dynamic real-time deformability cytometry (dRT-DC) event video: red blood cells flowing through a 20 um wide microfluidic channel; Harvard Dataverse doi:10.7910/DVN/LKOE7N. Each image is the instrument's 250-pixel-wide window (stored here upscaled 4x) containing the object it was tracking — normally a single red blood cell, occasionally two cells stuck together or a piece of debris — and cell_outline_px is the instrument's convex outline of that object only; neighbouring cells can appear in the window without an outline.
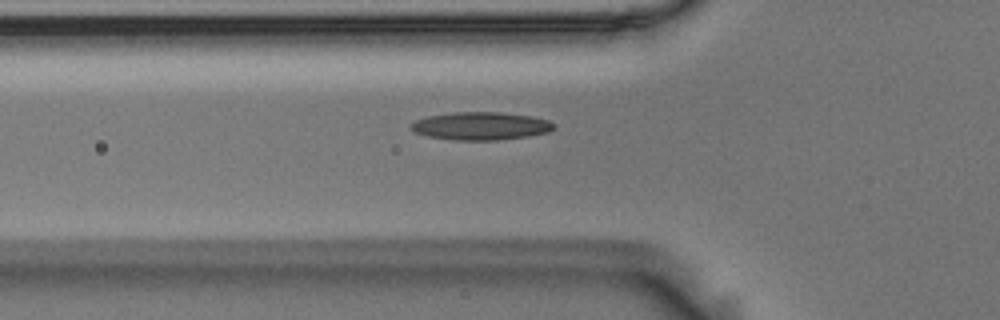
{"species": "Egyptian fruit bat (a non-hibernating species)", "species_latin": "Rousettus aegyptiacus", "temperature_condition": "room temperature", "stored_images_in_passage": 38, "camera_frame_rate_fps": 3000, "um_per_image_px": 0.085, "animal": {"sex": "male"}, "frame": {"image": 1, "passage_image": 2, "time_ms": 0.333, "image_size_px": [1000, 320], "cell_outline_px": [[556, 128], [548, 132], [528, 136], [496, 140], [456, 140], [428, 136], [416, 132], [408, 128], [408, 124], [416, 120], [428, 116], [452, 112], [500, 112], [528, 116], [548, 120], [556, 124]], "centroid_in_image_um": [40.85, 10.7], "position_along_channel_um": 85.0, "area_um2": 23.24}}
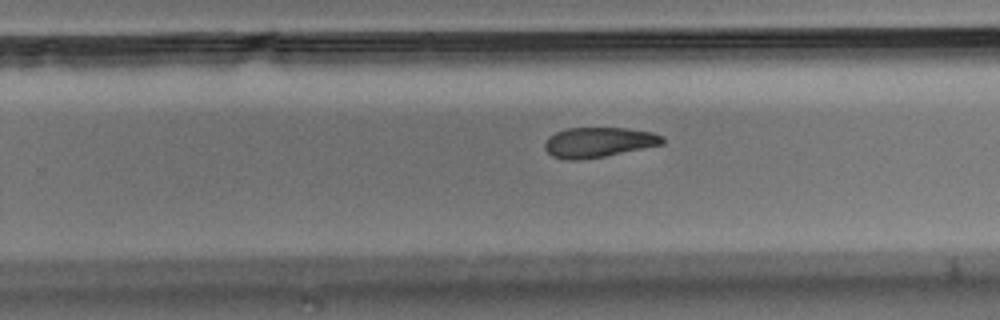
{"frame": {"image": 2, "passage_image": 18, "time_ms": 5.667, "image_size_px": [1000, 320], "cell_outline_px": [[664, 144], [604, 156], [580, 160], [564, 160], [552, 156], [544, 148], [544, 144], [548, 136], [556, 132], [568, 128], [628, 128], [652, 132], [664, 136]], "centroid_in_image_um": [50.87, 12.09], "position_along_channel_um": 278.9, "area_um2": 20.69}}
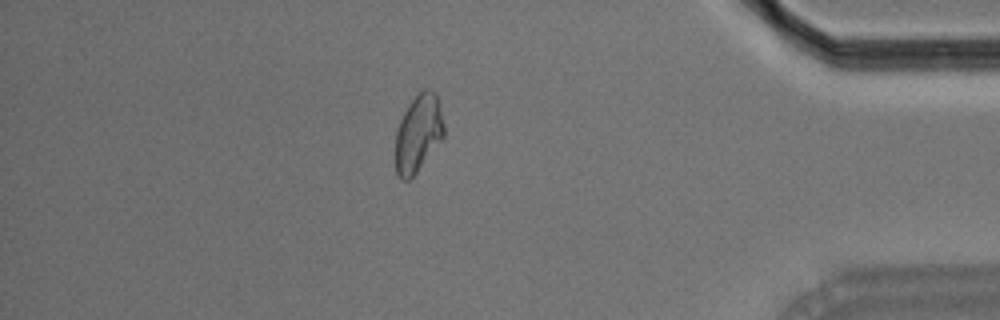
{"frame": {"image": 3, "passage_image": 31, "time_ms": 10.0, "image_size_px": [1000, 320], "cell_outline_px": [[444, 136], [416, 172], [408, 180], [400, 180], [396, 172], [396, 132], [400, 120], [408, 104], [424, 88], [432, 88], [436, 92], [444, 124]], "centroid_in_image_um": [35.55, 11.3], "position_along_channel_um": 399.6, "area_um2": 21.68}}